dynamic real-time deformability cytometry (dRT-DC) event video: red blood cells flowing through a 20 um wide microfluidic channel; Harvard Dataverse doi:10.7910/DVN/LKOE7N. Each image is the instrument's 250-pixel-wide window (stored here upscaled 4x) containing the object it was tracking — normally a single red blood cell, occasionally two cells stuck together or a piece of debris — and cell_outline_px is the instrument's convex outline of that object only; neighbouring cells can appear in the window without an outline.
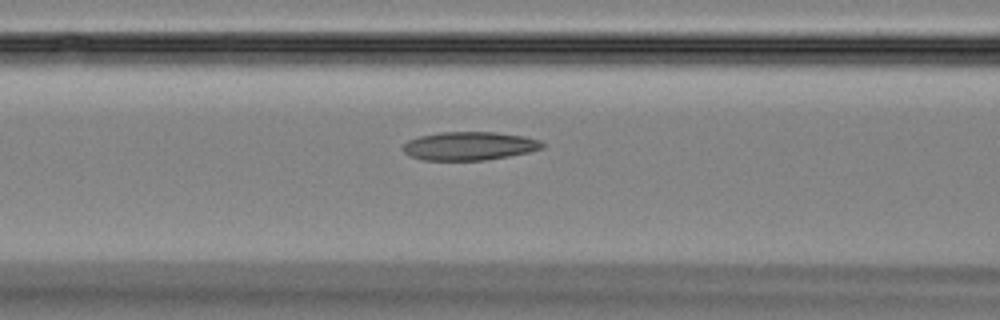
{"species": "Egyptian fruit bat (a non-hibernating species)", "species_latin": "Rousettus aegyptiacus", "temperature_condition": "room temperature", "stored_images_in_passage": 34, "camera_frame_rate_fps": 3000, "um_per_image_px": 0.085, "animal": {"sex": "female"}, "frame": {"image": 1, "passage_image": 7, "time_ms": 2.0, "image_size_px": [1000, 320], "cell_outline_px": [[544, 148], [528, 152], [508, 156], [484, 160], [424, 160], [408, 156], [400, 148], [408, 140], [420, 136], [440, 132], [496, 132], [524, 136], [540, 140], [544, 144]], "centroid_in_image_um": [39.87, 12.4], "position_along_channel_um": 126.7, "area_um2": 23.18}}
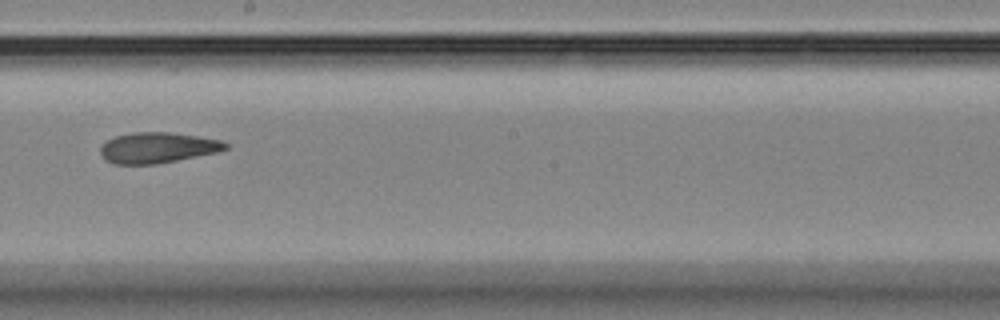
{"frame": {"image": 2, "passage_image": 15, "time_ms": 4.667, "image_size_px": [1000, 320], "cell_outline_px": [[228, 148], [220, 152], [156, 164], [112, 164], [104, 160], [100, 152], [100, 148], [108, 140], [116, 136], [132, 132], [168, 132], [196, 136], [220, 140], [228, 144]], "centroid_in_image_um": [13.39, 12.56], "position_along_channel_um": 234.8, "area_um2": 22.37}}
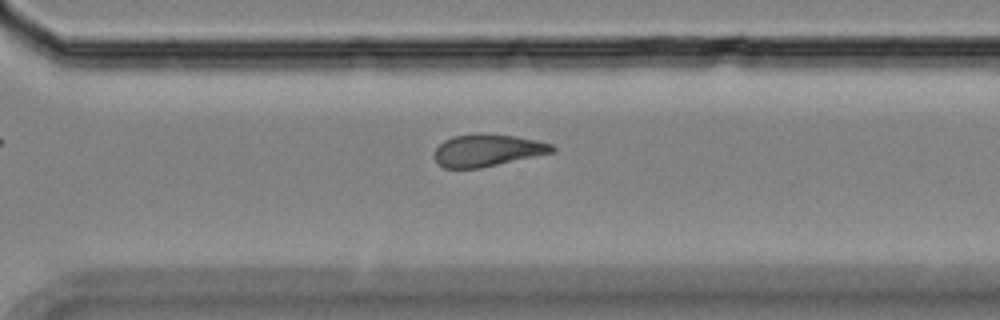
{"frame": {"image": 3, "passage_image": 22, "time_ms": 7.0, "image_size_px": [1000, 320], "cell_outline_px": [[556, 152], [480, 168], [444, 168], [436, 164], [432, 156], [432, 152], [444, 140], [452, 136], [516, 136], [536, 140], [552, 144], [556, 148]], "centroid_in_image_um": [41.41, 12.83], "position_along_channel_um": 329.2, "area_um2": 21.68}}